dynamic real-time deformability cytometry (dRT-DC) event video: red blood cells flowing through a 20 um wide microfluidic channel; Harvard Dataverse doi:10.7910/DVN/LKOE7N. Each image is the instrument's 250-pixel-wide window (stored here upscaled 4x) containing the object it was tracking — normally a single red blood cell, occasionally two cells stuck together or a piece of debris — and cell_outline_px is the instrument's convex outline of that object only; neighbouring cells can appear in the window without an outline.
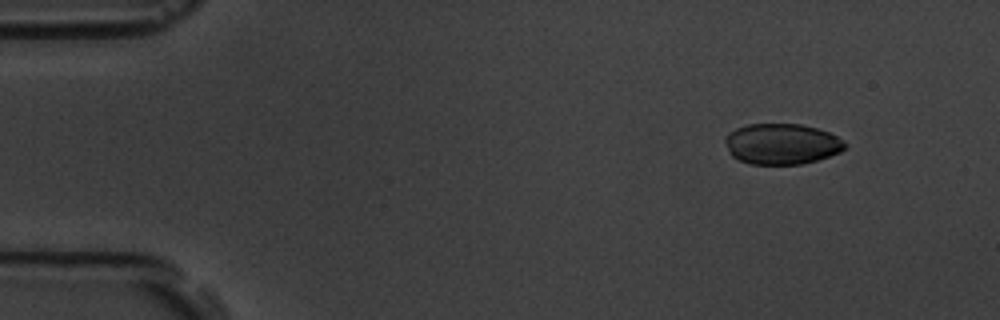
{"species": "common noctule bat (a hibernating species)", "species_latin": "Nyctalus noctula", "temperature_condition": "room temperature", "stored_images_in_passage": 4, "camera_frame_rate_fps": 3000, "um_per_image_px": 0.085, "animal": {"sex": "male", "body_mass_g": 19.5, "forearm_length_mm": 54.6}, "frame": {"image": 1, "passage_image": 1, "time_ms": 0.0, "image_size_px": [1000, 320], "cell_outline_px": [[848, 144], [840, 152], [816, 160], [800, 164], [752, 164], [740, 160], [732, 156], [728, 152], [724, 140], [724, 136], [728, 132], [736, 128], [748, 124], [800, 124], [816, 128], [828, 132], [844, 140]], "centroid_in_image_um": [66.42, 12.23], "position_along_channel_um": 18.6, "area_um2": 28.5}}